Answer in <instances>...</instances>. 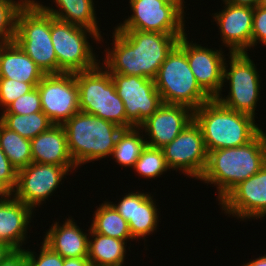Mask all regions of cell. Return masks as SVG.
Returning <instances> with one entry per match:
<instances>
[{"instance_id": "cell-4", "label": "cell", "mask_w": 266, "mask_h": 266, "mask_svg": "<svg viewBox=\"0 0 266 266\" xmlns=\"http://www.w3.org/2000/svg\"><path fill=\"white\" fill-rule=\"evenodd\" d=\"M62 126L66 132L70 156L77 167L111 156L118 135L123 130L111 121L82 111Z\"/></svg>"}, {"instance_id": "cell-23", "label": "cell", "mask_w": 266, "mask_h": 266, "mask_svg": "<svg viewBox=\"0 0 266 266\" xmlns=\"http://www.w3.org/2000/svg\"><path fill=\"white\" fill-rule=\"evenodd\" d=\"M76 224L70 217L62 226L54 222L43 242L63 258L87 257L89 236Z\"/></svg>"}, {"instance_id": "cell-2", "label": "cell", "mask_w": 266, "mask_h": 266, "mask_svg": "<svg viewBox=\"0 0 266 266\" xmlns=\"http://www.w3.org/2000/svg\"><path fill=\"white\" fill-rule=\"evenodd\" d=\"M266 162V133L239 147L208 152L207 165L199 180L217 186L221 201L240 182L256 174Z\"/></svg>"}, {"instance_id": "cell-39", "label": "cell", "mask_w": 266, "mask_h": 266, "mask_svg": "<svg viewBox=\"0 0 266 266\" xmlns=\"http://www.w3.org/2000/svg\"><path fill=\"white\" fill-rule=\"evenodd\" d=\"M224 3L240 5V6H249L255 8L260 0H223Z\"/></svg>"}, {"instance_id": "cell-7", "label": "cell", "mask_w": 266, "mask_h": 266, "mask_svg": "<svg viewBox=\"0 0 266 266\" xmlns=\"http://www.w3.org/2000/svg\"><path fill=\"white\" fill-rule=\"evenodd\" d=\"M154 82L165 104L184 105L194 111L212 99L196 81L186 51L179 44L161 64Z\"/></svg>"}, {"instance_id": "cell-36", "label": "cell", "mask_w": 266, "mask_h": 266, "mask_svg": "<svg viewBox=\"0 0 266 266\" xmlns=\"http://www.w3.org/2000/svg\"><path fill=\"white\" fill-rule=\"evenodd\" d=\"M18 170L11 164L5 153L0 148V183L11 193L17 185Z\"/></svg>"}, {"instance_id": "cell-19", "label": "cell", "mask_w": 266, "mask_h": 266, "mask_svg": "<svg viewBox=\"0 0 266 266\" xmlns=\"http://www.w3.org/2000/svg\"><path fill=\"white\" fill-rule=\"evenodd\" d=\"M128 222L132 237L143 238L153 233L158 224V209L153 197L148 193L131 192L125 195L118 204L109 202Z\"/></svg>"}, {"instance_id": "cell-27", "label": "cell", "mask_w": 266, "mask_h": 266, "mask_svg": "<svg viewBox=\"0 0 266 266\" xmlns=\"http://www.w3.org/2000/svg\"><path fill=\"white\" fill-rule=\"evenodd\" d=\"M139 130V127L123 129L118 135L112 156L119 165L133 168L146 148L147 142L145 140L147 139L140 135Z\"/></svg>"}, {"instance_id": "cell-14", "label": "cell", "mask_w": 266, "mask_h": 266, "mask_svg": "<svg viewBox=\"0 0 266 266\" xmlns=\"http://www.w3.org/2000/svg\"><path fill=\"white\" fill-rule=\"evenodd\" d=\"M73 168L77 167L32 162L18 170L17 185L12 195L34 210L57 190L64 176Z\"/></svg>"}, {"instance_id": "cell-21", "label": "cell", "mask_w": 266, "mask_h": 266, "mask_svg": "<svg viewBox=\"0 0 266 266\" xmlns=\"http://www.w3.org/2000/svg\"><path fill=\"white\" fill-rule=\"evenodd\" d=\"M31 152L34 163L77 167L70 156L66 132L62 125L54 124L31 139Z\"/></svg>"}, {"instance_id": "cell-43", "label": "cell", "mask_w": 266, "mask_h": 266, "mask_svg": "<svg viewBox=\"0 0 266 266\" xmlns=\"http://www.w3.org/2000/svg\"><path fill=\"white\" fill-rule=\"evenodd\" d=\"M10 194H12L4 185L0 183V201L6 199Z\"/></svg>"}, {"instance_id": "cell-15", "label": "cell", "mask_w": 266, "mask_h": 266, "mask_svg": "<svg viewBox=\"0 0 266 266\" xmlns=\"http://www.w3.org/2000/svg\"><path fill=\"white\" fill-rule=\"evenodd\" d=\"M222 211L242 220L266 215V162L253 176L235 186L220 202Z\"/></svg>"}, {"instance_id": "cell-26", "label": "cell", "mask_w": 266, "mask_h": 266, "mask_svg": "<svg viewBox=\"0 0 266 266\" xmlns=\"http://www.w3.org/2000/svg\"><path fill=\"white\" fill-rule=\"evenodd\" d=\"M94 213L90 227L93 232L123 241L134 239L129 230L128 222L108 201L102 203Z\"/></svg>"}, {"instance_id": "cell-18", "label": "cell", "mask_w": 266, "mask_h": 266, "mask_svg": "<svg viewBox=\"0 0 266 266\" xmlns=\"http://www.w3.org/2000/svg\"><path fill=\"white\" fill-rule=\"evenodd\" d=\"M225 9L214 14V21L220 26L221 39L229 53H247L251 49L253 8L224 3Z\"/></svg>"}, {"instance_id": "cell-3", "label": "cell", "mask_w": 266, "mask_h": 266, "mask_svg": "<svg viewBox=\"0 0 266 266\" xmlns=\"http://www.w3.org/2000/svg\"><path fill=\"white\" fill-rule=\"evenodd\" d=\"M194 120L208 152L246 145L262 131L253 116L229 109L215 98L194 110Z\"/></svg>"}, {"instance_id": "cell-31", "label": "cell", "mask_w": 266, "mask_h": 266, "mask_svg": "<svg viewBox=\"0 0 266 266\" xmlns=\"http://www.w3.org/2000/svg\"><path fill=\"white\" fill-rule=\"evenodd\" d=\"M27 1L0 0V45L14 41L17 14Z\"/></svg>"}, {"instance_id": "cell-9", "label": "cell", "mask_w": 266, "mask_h": 266, "mask_svg": "<svg viewBox=\"0 0 266 266\" xmlns=\"http://www.w3.org/2000/svg\"><path fill=\"white\" fill-rule=\"evenodd\" d=\"M230 69L224 64V82L229 80L230 91L227 97L218 95L215 99L223 106L245 113L255 118V108L259 100V73L248 53H230Z\"/></svg>"}, {"instance_id": "cell-11", "label": "cell", "mask_w": 266, "mask_h": 266, "mask_svg": "<svg viewBox=\"0 0 266 266\" xmlns=\"http://www.w3.org/2000/svg\"><path fill=\"white\" fill-rule=\"evenodd\" d=\"M133 14L118 25V30L152 31L170 35H185L184 16L161 0H130Z\"/></svg>"}, {"instance_id": "cell-37", "label": "cell", "mask_w": 266, "mask_h": 266, "mask_svg": "<svg viewBox=\"0 0 266 266\" xmlns=\"http://www.w3.org/2000/svg\"><path fill=\"white\" fill-rule=\"evenodd\" d=\"M0 266H27L25 249L14 250Z\"/></svg>"}, {"instance_id": "cell-17", "label": "cell", "mask_w": 266, "mask_h": 266, "mask_svg": "<svg viewBox=\"0 0 266 266\" xmlns=\"http://www.w3.org/2000/svg\"><path fill=\"white\" fill-rule=\"evenodd\" d=\"M194 120V111L184 105L163 103L138 127L150 136L147 146L163 148L171 143Z\"/></svg>"}, {"instance_id": "cell-22", "label": "cell", "mask_w": 266, "mask_h": 266, "mask_svg": "<svg viewBox=\"0 0 266 266\" xmlns=\"http://www.w3.org/2000/svg\"><path fill=\"white\" fill-rule=\"evenodd\" d=\"M44 75L15 41L0 45V78L22 81L36 87Z\"/></svg>"}, {"instance_id": "cell-28", "label": "cell", "mask_w": 266, "mask_h": 266, "mask_svg": "<svg viewBox=\"0 0 266 266\" xmlns=\"http://www.w3.org/2000/svg\"><path fill=\"white\" fill-rule=\"evenodd\" d=\"M0 148L17 170L27 167L33 162L31 140L8 129L1 122Z\"/></svg>"}, {"instance_id": "cell-24", "label": "cell", "mask_w": 266, "mask_h": 266, "mask_svg": "<svg viewBox=\"0 0 266 266\" xmlns=\"http://www.w3.org/2000/svg\"><path fill=\"white\" fill-rule=\"evenodd\" d=\"M39 8L53 15L55 18L68 22L78 27L89 29L96 33L100 38L101 31L98 29L97 17L93 0H54L57 9L44 6L32 0ZM61 10V11H60Z\"/></svg>"}, {"instance_id": "cell-5", "label": "cell", "mask_w": 266, "mask_h": 266, "mask_svg": "<svg viewBox=\"0 0 266 266\" xmlns=\"http://www.w3.org/2000/svg\"><path fill=\"white\" fill-rule=\"evenodd\" d=\"M99 65L75 73L80 111L111 121L123 129L136 127L126 116L110 72Z\"/></svg>"}, {"instance_id": "cell-41", "label": "cell", "mask_w": 266, "mask_h": 266, "mask_svg": "<svg viewBox=\"0 0 266 266\" xmlns=\"http://www.w3.org/2000/svg\"><path fill=\"white\" fill-rule=\"evenodd\" d=\"M161 1H163L164 3L169 4L171 6H174L184 16V14H183V13H185L184 12L185 7L183 4V3H185L184 0H161Z\"/></svg>"}, {"instance_id": "cell-35", "label": "cell", "mask_w": 266, "mask_h": 266, "mask_svg": "<svg viewBox=\"0 0 266 266\" xmlns=\"http://www.w3.org/2000/svg\"><path fill=\"white\" fill-rule=\"evenodd\" d=\"M258 42L266 45V9L257 5L253 8L251 48Z\"/></svg>"}, {"instance_id": "cell-29", "label": "cell", "mask_w": 266, "mask_h": 266, "mask_svg": "<svg viewBox=\"0 0 266 266\" xmlns=\"http://www.w3.org/2000/svg\"><path fill=\"white\" fill-rule=\"evenodd\" d=\"M0 122L8 129L30 140L54 125L43 111L29 115L3 113Z\"/></svg>"}, {"instance_id": "cell-13", "label": "cell", "mask_w": 266, "mask_h": 266, "mask_svg": "<svg viewBox=\"0 0 266 266\" xmlns=\"http://www.w3.org/2000/svg\"><path fill=\"white\" fill-rule=\"evenodd\" d=\"M127 118L138 127L163 104L153 79L110 73Z\"/></svg>"}, {"instance_id": "cell-25", "label": "cell", "mask_w": 266, "mask_h": 266, "mask_svg": "<svg viewBox=\"0 0 266 266\" xmlns=\"http://www.w3.org/2000/svg\"><path fill=\"white\" fill-rule=\"evenodd\" d=\"M90 231V232H89ZM88 256L92 266H122L127 242L88 230Z\"/></svg>"}, {"instance_id": "cell-33", "label": "cell", "mask_w": 266, "mask_h": 266, "mask_svg": "<svg viewBox=\"0 0 266 266\" xmlns=\"http://www.w3.org/2000/svg\"><path fill=\"white\" fill-rule=\"evenodd\" d=\"M33 88L30 83L0 78V106L6 109L14 100Z\"/></svg>"}, {"instance_id": "cell-12", "label": "cell", "mask_w": 266, "mask_h": 266, "mask_svg": "<svg viewBox=\"0 0 266 266\" xmlns=\"http://www.w3.org/2000/svg\"><path fill=\"white\" fill-rule=\"evenodd\" d=\"M167 166L182 170L188 177L200 179L207 165L206 149L200 126L193 120L169 144L163 148Z\"/></svg>"}, {"instance_id": "cell-44", "label": "cell", "mask_w": 266, "mask_h": 266, "mask_svg": "<svg viewBox=\"0 0 266 266\" xmlns=\"http://www.w3.org/2000/svg\"><path fill=\"white\" fill-rule=\"evenodd\" d=\"M258 6L266 9V0H260Z\"/></svg>"}, {"instance_id": "cell-16", "label": "cell", "mask_w": 266, "mask_h": 266, "mask_svg": "<svg viewBox=\"0 0 266 266\" xmlns=\"http://www.w3.org/2000/svg\"><path fill=\"white\" fill-rule=\"evenodd\" d=\"M178 44L186 51L190 69L200 87L211 98L222 95L225 64L222 51L205 48L193 41L189 43L187 34L179 38Z\"/></svg>"}, {"instance_id": "cell-20", "label": "cell", "mask_w": 266, "mask_h": 266, "mask_svg": "<svg viewBox=\"0 0 266 266\" xmlns=\"http://www.w3.org/2000/svg\"><path fill=\"white\" fill-rule=\"evenodd\" d=\"M33 209L12 194L0 201V242L22 250Z\"/></svg>"}, {"instance_id": "cell-1", "label": "cell", "mask_w": 266, "mask_h": 266, "mask_svg": "<svg viewBox=\"0 0 266 266\" xmlns=\"http://www.w3.org/2000/svg\"><path fill=\"white\" fill-rule=\"evenodd\" d=\"M113 34L112 49L104 50L103 67L110 73L155 79L161 64L184 35L152 31L118 30Z\"/></svg>"}, {"instance_id": "cell-6", "label": "cell", "mask_w": 266, "mask_h": 266, "mask_svg": "<svg viewBox=\"0 0 266 266\" xmlns=\"http://www.w3.org/2000/svg\"><path fill=\"white\" fill-rule=\"evenodd\" d=\"M14 41L44 74H58V62L51 40V14L28 0L16 18Z\"/></svg>"}, {"instance_id": "cell-42", "label": "cell", "mask_w": 266, "mask_h": 266, "mask_svg": "<svg viewBox=\"0 0 266 266\" xmlns=\"http://www.w3.org/2000/svg\"><path fill=\"white\" fill-rule=\"evenodd\" d=\"M242 266H266V255L259 256V258L253 259L249 263H244Z\"/></svg>"}, {"instance_id": "cell-40", "label": "cell", "mask_w": 266, "mask_h": 266, "mask_svg": "<svg viewBox=\"0 0 266 266\" xmlns=\"http://www.w3.org/2000/svg\"><path fill=\"white\" fill-rule=\"evenodd\" d=\"M14 251L9 245L0 242V264Z\"/></svg>"}, {"instance_id": "cell-10", "label": "cell", "mask_w": 266, "mask_h": 266, "mask_svg": "<svg viewBox=\"0 0 266 266\" xmlns=\"http://www.w3.org/2000/svg\"><path fill=\"white\" fill-rule=\"evenodd\" d=\"M42 111L55 125H63L80 111L75 73L45 74L36 86Z\"/></svg>"}, {"instance_id": "cell-30", "label": "cell", "mask_w": 266, "mask_h": 266, "mask_svg": "<svg viewBox=\"0 0 266 266\" xmlns=\"http://www.w3.org/2000/svg\"><path fill=\"white\" fill-rule=\"evenodd\" d=\"M138 175L154 178L170 170L167 166L162 148L146 146L133 167Z\"/></svg>"}, {"instance_id": "cell-8", "label": "cell", "mask_w": 266, "mask_h": 266, "mask_svg": "<svg viewBox=\"0 0 266 266\" xmlns=\"http://www.w3.org/2000/svg\"><path fill=\"white\" fill-rule=\"evenodd\" d=\"M88 33V34H87ZM101 39L93 31L61 21L51 15V40L58 62L59 73H76L97 66V60L87 37Z\"/></svg>"}, {"instance_id": "cell-38", "label": "cell", "mask_w": 266, "mask_h": 266, "mask_svg": "<svg viewBox=\"0 0 266 266\" xmlns=\"http://www.w3.org/2000/svg\"><path fill=\"white\" fill-rule=\"evenodd\" d=\"M63 266H92L87 257L64 258Z\"/></svg>"}, {"instance_id": "cell-32", "label": "cell", "mask_w": 266, "mask_h": 266, "mask_svg": "<svg viewBox=\"0 0 266 266\" xmlns=\"http://www.w3.org/2000/svg\"><path fill=\"white\" fill-rule=\"evenodd\" d=\"M41 111L39 91L34 87L30 92L14 100L2 113L29 115Z\"/></svg>"}, {"instance_id": "cell-34", "label": "cell", "mask_w": 266, "mask_h": 266, "mask_svg": "<svg viewBox=\"0 0 266 266\" xmlns=\"http://www.w3.org/2000/svg\"><path fill=\"white\" fill-rule=\"evenodd\" d=\"M40 248V254L37 255V258L34 255L36 252L25 250L27 266H63L64 258L59 253L53 251L44 242Z\"/></svg>"}]
</instances>
